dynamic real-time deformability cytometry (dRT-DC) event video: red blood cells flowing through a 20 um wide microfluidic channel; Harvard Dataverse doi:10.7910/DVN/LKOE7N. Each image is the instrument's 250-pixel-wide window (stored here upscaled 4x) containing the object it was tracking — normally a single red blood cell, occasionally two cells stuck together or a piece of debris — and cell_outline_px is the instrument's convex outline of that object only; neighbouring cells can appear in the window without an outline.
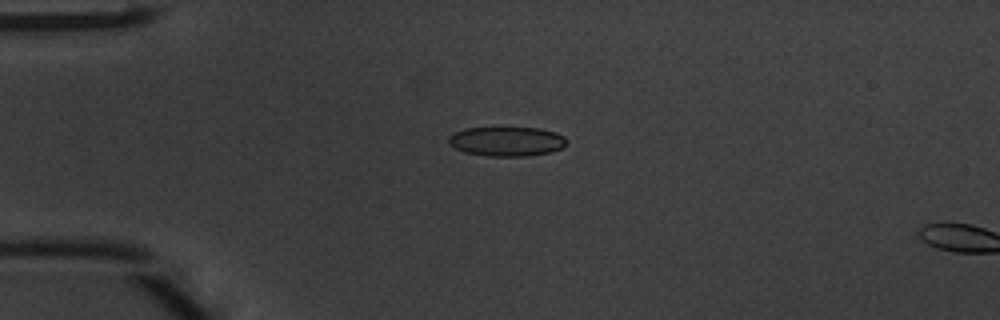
{"species": "common noctule bat (a hibernating species)", "species_latin": "Nyctalus noctula", "temperature_condition": "warm", "stored_images_in_passage": 15, "camera_frame_rate_fps": 3000, "um_per_image_px": 0.085, "animal": {"sex": "male", "body_mass_g": 20.1, "forearm_length_mm": 53.5}, "frame": {"image": 1, "passage_image": 13, "time_ms": 4.0, "image_size_px": [1000, 320], "cell_outline_px": [[568, 144], [564, 148], [548, 152], [528, 156], [488, 156], [464, 152], [448, 144], [448, 136], [452, 132], [464, 128], [540, 128], [556, 132], [564, 136], [568, 140]], "centroid_in_image_um": [43.08, 12.01], "position_along_channel_um": 41.9, "area_um2": 20.52}}